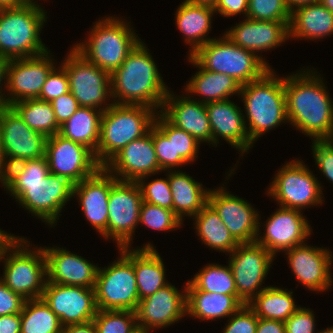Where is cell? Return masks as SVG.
Segmentation results:
<instances>
[{
	"label": "cell",
	"mask_w": 333,
	"mask_h": 333,
	"mask_svg": "<svg viewBox=\"0 0 333 333\" xmlns=\"http://www.w3.org/2000/svg\"><path fill=\"white\" fill-rule=\"evenodd\" d=\"M307 70L284 77L288 122L314 140H328L333 129V102L322 79Z\"/></svg>",
	"instance_id": "cell-1"
},
{
	"label": "cell",
	"mask_w": 333,
	"mask_h": 333,
	"mask_svg": "<svg viewBox=\"0 0 333 333\" xmlns=\"http://www.w3.org/2000/svg\"><path fill=\"white\" fill-rule=\"evenodd\" d=\"M139 41L121 66L110 74L111 96L116 104L144 105L162 109L168 94L147 47Z\"/></svg>",
	"instance_id": "cell-2"
},
{
	"label": "cell",
	"mask_w": 333,
	"mask_h": 333,
	"mask_svg": "<svg viewBox=\"0 0 333 333\" xmlns=\"http://www.w3.org/2000/svg\"><path fill=\"white\" fill-rule=\"evenodd\" d=\"M155 109L144 105L116 104L103 111L95 158L104 167L131 141L141 138L154 125Z\"/></svg>",
	"instance_id": "cell-3"
},
{
	"label": "cell",
	"mask_w": 333,
	"mask_h": 333,
	"mask_svg": "<svg viewBox=\"0 0 333 333\" xmlns=\"http://www.w3.org/2000/svg\"><path fill=\"white\" fill-rule=\"evenodd\" d=\"M272 70L241 85L240 95L249 122L247 132L253 142L278 124L288 122L284 78H277Z\"/></svg>",
	"instance_id": "cell-4"
},
{
	"label": "cell",
	"mask_w": 333,
	"mask_h": 333,
	"mask_svg": "<svg viewBox=\"0 0 333 333\" xmlns=\"http://www.w3.org/2000/svg\"><path fill=\"white\" fill-rule=\"evenodd\" d=\"M46 14L37 5L0 8V57H33L48 51L40 39Z\"/></svg>",
	"instance_id": "cell-5"
},
{
	"label": "cell",
	"mask_w": 333,
	"mask_h": 333,
	"mask_svg": "<svg viewBox=\"0 0 333 333\" xmlns=\"http://www.w3.org/2000/svg\"><path fill=\"white\" fill-rule=\"evenodd\" d=\"M28 242L25 238L14 237L2 249L0 261L4 259V275L0 279L14 293L31 300L42 297L47 272L43 248H37L35 251L26 249L29 246Z\"/></svg>",
	"instance_id": "cell-6"
},
{
	"label": "cell",
	"mask_w": 333,
	"mask_h": 333,
	"mask_svg": "<svg viewBox=\"0 0 333 333\" xmlns=\"http://www.w3.org/2000/svg\"><path fill=\"white\" fill-rule=\"evenodd\" d=\"M95 24L89 39L73 48L87 61L111 74L121 66L141 39L135 35L129 23L121 19L109 16Z\"/></svg>",
	"instance_id": "cell-7"
},
{
	"label": "cell",
	"mask_w": 333,
	"mask_h": 333,
	"mask_svg": "<svg viewBox=\"0 0 333 333\" xmlns=\"http://www.w3.org/2000/svg\"><path fill=\"white\" fill-rule=\"evenodd\" d=\"M204 69L233 77L241 85L261 78L269 69L265 59L234 44L225 34L191 55Z\"/></svg>",
	"instance_id": "cell-8"
},
{
	"label": "cell",
	"mask_w": 333,
	"mask_h": 333,
	"mask_svg": "<svg viewBox=\"0 0 333 333\" xmlns=\"http://www.w3.org/2000/svg\"><path fill=\"white\" fill-rule=\"evenodd\" d=\"M121 247L120 259L104 269L99 268L95 283V301L100 310H132L139 304L134 249Z\"/></svg>",
	"instance_id": "cell-9"
},
{
	"label": "cell",
	"mask_w": 333,
	"mask_h": 333,
	"mask_svg": "<svg viewBox=\"0 0 333 333\" xmlns=\"http://www.w3.org/2000/svg\"><path fill=\"white\" fill-rule=\"evenodd\" d=\"M281 207L301 210L322 204V188L306 165L300 160L288 162L275 175L267 191Z\"/></svg>",
	"instance_id": "cell-10"
},
{
	"label": "cell",
	"mask_w": 333,
	"mask_h": 333,
	"mask_svg": "<svg viewBox=\"0 0 333 333\" xmlns=\"http://www.w3.org/2000/svg\"><path fill=\"white\" fill-rule=\"evenodd\" d=\"M64 61L61 67L66 71L70 92L79 106L98 109L105 105L106 98L111 97L110 73L87 61L74 48Z\"/></svg>",
	"instance_id": "cell-11"
},
{
	"label": "cell",
	"mask_w": 333,
	"mask_h": 333,
	"mask_svg": "<svg viewBox=\"0 0 333 333\" xmlns=\"http://www.w3.org/2000/svg\"><path fill=\"white\" fill-rule=\"evenodd\" d=\"M7 191L21 206L52 226L59 219L66 202L73 197V184L64 177L50 173L38 183L25 184V190Z\"/></svg>",
	"instance_id": "cell-12"
},
{
	"label": "cell",
	"mask_w": 333,
	"mask_h": 333,
	"mask_svg": "<svg viewBox=\"0 0 333 333\" xmlns=\"http://www.w3.org/2000/svg\"><path fill=\"white\" fill-rule=\"evenodd\" d=\"M229 255L228 264L235 280L238 297L247 304L266 288L259 289V286L267 276L274 256L256 241L239 243Z\"/></svg>",
	"instance_id": "cell-13"
},
{
	"label": "cell",
	"mask_w": 333,
	"mask_h": 333,
	"mask_svg": "<svg viewBox=\"0 0 333 333\" xmlns=\"http://www.w3.org/2000/svg\"><path fill=\"white\" fill-rule=\"evenodd\" d=\"M142 203L137 182L117 180L112 185L108 199V238H113L119 248L130 247Z\"/></svg>",
	"instance_id": "cell-14"
},
{
	"label": "cell",
	"mask_w": 333,
	"mask_h": 333,
	"mask_svg": "<svg viewBox=\"0 0 333 333\" xmlns=\"http://www.w3.org/2000/svg\"><path fill=\"white\" fill-rule=\"evenodd\" d=\"M0 141L8 167L45 156L47 137L32 130L11 106L0 108Z\"/></svg>",
	"instance_id": "cell-15"
},
{
	"label": "cell",
	"mask_w": 333,
	"mask_h": 333,
	"mask_svg": "<svg viewBox=\"0 0 333 333\" xmlns=\"http://www.w3.org/2000/svg\"><path fill=\"white\" fill-rule=\"evenodd\" d=\"M45 156L50 173L66 178L73 185L90 177L101 167L89 148L58 133L47 137Z\"/></svg>",
	"instance_id": "cell-16"
},
{
	"label": "cell",
	"mask_w": 333,
	"mask_h": 333,
	"mask_svg": "<svg viewBox=\"0 0 333 333\" xmlns=\"http://www.w3.org/2000/svg\"><path fill=\"white\" fill-rule=\"evenodd\" d=\"M54 63L49 51L33 57L9 59L4 87L10 97L6 96V106L39 98L47 76L55 68Z\"/></svg>",
	"instance_id": "cell-17"
},
{
	"label": "cell",
	"mask_w": 333,
	"mask_h": 333,
	"mask_svg": "<svg viewBox=\"0 0 333 333\" xmlns=\"http://www.w3.org/2000/svg\"><path fill=\"white\" fill-rule=\"evenodd\" d=\"M61 325L92 321L97 313L94 288L47 282L41 297Z\"/></svg>",
	"instance_id": "cell-18"
},
{
	"label": "cell",
	"mask_w": 333,
	"mask_h": 333,
	"mask_svg": "<svg viewBox=\"0 0 333 333\" xmlns=\"http://www.w3.org/2000/svg\"><path fill=\"white\" fill-rule=\"evenodd\" d=\"M208 203L215 209L238 243L256 240L260 233L259 214L244 199L225 191L224 187L208 192Z\"/></svg>",
	"instance_id": "cell-19"
},
{
	"label": "cell",
	"mask_w": 333,
	"mask_h": 333,
	"mask_svg": "<svg viewBox=\"0 0 333 333\" xmlns=\"http://www.w3.org/2000/svg\"><path fill=\"white\" fill-rule=\"evenodd\" d=\"M104 167L111 174L114 171L118 180L132 182L161 172L153 145V126L147 134L126 145Z\"/></svg>",
	"instance_id": "cell-20"
},
{
	"label": "cell",
	"mask_w": 333,
	"mask_h": 333,
	"mask_svg": "<svg viewBox=\"0 0 333 333\" xmlns=\"http://www.w3.org/2000/svg\"><path fill=\"white\" fill-rule=\"evenodd\" d=\"M279 207L264 224V236L257 235L255 240L274 257L277 252L304 244L311 234L310 225L301 210Z\"/></svg>",
	"instance_id": "cell-21"
},
{
	"label": "cell",
	"mask_w": 333,
	"mask_h": 333,
	"mask_svg": "<svg viewBox=\"0 0 333 333\" xmlns=\"http://www.w3.org/2000/svg\"><path fill=\"white\" fill-rule=\"evenodd\" d=\"M118 179L105 167L73 185V196L79 197L86 220L108 239V199L112 185Z\"/></svg>",
	"instance_id": "cell-22"
},
{
	"label": "cell",
	"mask_w": 333,
	"mask_h": 333,
	"mask_svg": "<svg viewBox=\"0 0 333 333\" xmlns=\"http://www.w3.org/2000/svg\"><path fill=\"white\" fill-rule=\"evenodd\" d=\"M186 299V285L182 294L174 285L167 284L140 300L135 311L138 328L150 331L177 322L187 315Z\"/></svg>",
	"instance_id": "cell-23"
},
{
	"label": "cell",
	"mask_w": 333,
	"mask_h": 333,
	"mask_svg": "<svg viewBox=\"0 0 333 333\" xmlns=\"http://www.w3.org/2000/svg\"><path fill=\"white\" fill-rule=\"evenodd\" d=\"M296 279L312 291H326L332 285V253L305 243L285 251Z\"/></svg>",
	"instance_id": "cell-24"
},
{
	"label": "cell",
	"mask_w": 333,
	"mask_h": 333,
	"mask_svg": "<svg viewBox=\"0 0 333 333\" xmlns=\"http://www.w3.org/2000/svg\"><path fill=\"white\" fill-rule=\"evenodd\" d=\"M47 282L94 288L99 267L63 248H43Z\"/></svg>",
	"instance_id": "cell-25"
},
{
	"label": "cell",
	"mask_w": 333,
	"mask_h": 333,
	"mask_svg": "<svg viewBox=\"0 0 333 333\" xmlns=\"http://www.w3.org/2000/svg\"><path fill=\"white\" fill-rule=\"evenodd\" d=\"M206 111L212 130V144L217 146L218 137H222L242 154L253 146L254 142L247 132V121L244 119L246 117L231 100L207 103Z\"/></svg>",
	"instance_id": "cell-26"
},
{
	"label": "cell",
	"mask_w": 333,
	"mask_h": 333,
	"mask_svg": "<svg viewBox=\"0 0 333 333\" xmlns=\"http://www.w3.org/2000/svg\"><path fill=\"white\" fill-rule=\"evenodd\" d=\"M168 91L160 112L171 124L192 135L199 142L212 144V130L206 111V104H203L188 96L181 99L174 97Z\"/></svg>",
	"instance_id": "cell-27"
},
{
	"label": "cell",
	"mask_w": 333,
	"mask_h": 333,
	"mask_svg": "<svg viewBox=\"0 0 333 333\" xmlns=\"http://www.w3.org/2000/svg\"><path fill=\"white\" fill-rule=\"evenodd\" d=\"M246 19V20H245ZM225 35L237 46L251 52L267 51L289 39L290 21H263L245 18Z\"/></svg>",
	"instance_id": "cell-28"
},
{
	"label": "cell",
	"mask_w": 333,
	"mask_h": 333,
	"mask_svg": "<svg viewBox=\"0 0 333 333\" xmlns=\"http://www.w3.org/2000/svg\"><path fill=\"white\" fill-rule=\"evenodd\" d=\"M289 36L320 39L333 33V13L321 2L300 7L291 12Z\"/></svg>",
	"instance_id": "cell-29"
},
{
	"label": "cell",
	"mask_w": 333,
	"mask_h": 333,
	"mask_svg": "<svg viewBox=\"0 0 333 333\" xmlns=\"http://www.w3.org/2000/svg\"><path fill=\"white\" fill-rule=\"evenodd\" d=\"M106 105L98 110L80 106L66 122L60 125L58 134L86 146L95 154L100 139L102 114L112 103Z\"/></svg>",
	"instance_id": "cell-30"
},
{
	"label": "cell",
	"mask_w": 333,
	"mask_h": 333,
	"mask_svg": "<svg viewBox=\"0 0 333 333\" xmlns=\"http://www.w3.org/2000/svg\"><path fill=\"white\" fill-rule=\"evenodd\" d=\"M168 181L172 192L173 212L182 221L185 216L196 215L207 203L209 190L202 183L180 171H169Z\"/></svg>",
	"instance_id": "cell-31"
},
{
	"label": "cell",
	"mask_w": 333,
	"mask_h": 333,
	"mask_svg": "<svg viewBox=\"0 0 333 333\" xmlns=\"http://www.w3.org/2000/svg\"><path fill=\"white\" fill-rule=\"evenodd\" d=\"M186 294L187 314L201 320L230 317L245 305L238 295H226L202 290H186Z\"/></svg>",
	"instance_id": "cell-32"
},
{
	"label": "cell",
	"mask_w": 333,
	"mask_h": 333,
	"mask_svg": "<svg viewBox=\"0 0 333 333\" xmlns=\"http://www.w3.org/2000/svg\"><path fill=\"white\" fill-rule=\"evenodd\" d=\"M214 7L195 5L186 1L182 2L176 12V26L184 34L185 42L192 43L189 56L193 55L200 47L209 42L206 38L211 28Z\"/></svg>",
	"instance_id": "cell-33"
},
{
	"label": "cell",
	"mask_w": 333,
	"mask_h": 333,
	"mask_svg": "<svg viewBox=\"0 0 333 333\" xmlns=\"http://www.w3.org/2000/svg\"><path fill=\"white\" fill-rule=\"evenodd\" d=\"M189 62L199 68L200 71L191 78L185 91L204 96L203 104L229 99L233 94L240 95L241 84L233 77L223 73L211 72L204 69L192 56ZM205 98V99H204Z\"/></svg>",
	"instance_id": "cell-34"
},
{
	"label": "cell",
	"mask_w": 333,
	"mask_h": 333,
	"mask_svg": "<svg viewBox=\"0 0 333 333\" xmlns=\"http://www.w3.org/2000/svg\"><path fill=\"white\" fill-rule=\"evenodd\" d=\"M162 258L149 244L134 250V272L136 275L139 300H142L169 284L165 280Z\"/></svg>",
	"instance_id": "cell-35"
},
{
	"label": "cell",
	"mask_w": 333,
	"mask_h": 333,
	"mask_svg": "<svg viewBox=\"0 0 333 333\" xmlns=\"http://www.w3.org/2000/svg\"><path fill=\"white\" fill-rule=\"evenodd\" d=\"M193 219L201 241L212 249L231 253L239 245L209 203Z\"/></svg>",
	"instance_id": "cell-36"
},
{
	"label": "cell",
	"mask_w": 333,
	"mask_h": 333,
	"mask_svg": "<svg viewBox=\"0 0 333 333\" xmlns=\"http://www.w3.org/2000/svg\"><path fill=\"white\" fill-rule=\"evenodd\" d=\"M292 293L287 292V289L267 286L247 305L258 318L285 322L299 308L295 305Z\"/></svg>",
	"instance_id": "cell-37"
},
{
	"label": "cell",
	"mask_w": 333,
	"mask_h": 333,
	"mask_svg": "<svg viewBox=\"0 0 333 333\" xmlns=\"http://www.w3.org/2000/svg\"><path fill=\"white\" fill-rule=\"evenodd\" d=\"M11 107L32 130L46 137H51L59 133L60 125L57 123L50 102L38 98L25 99L13 103Z\"/></svg>",
	"instance_id": "cell-38"
},
{
	"label": "cell",
	"mask_w": 333,
	"mask_h": 333,
	"mask_svg": "<svg viewBox=\"0 0 333 333\" xmlns=\"http://www.w3.org/2000/svg\"><path fill=\"white\" fill-rule=\"evenodd\" d=\"M20 318V333H62L59 318L42 298L26 300Z\"/></svg>",
	"instance_id": "cell-39"
},
{
	"label": "cell",
	"mask_w": 333,
	"mask_h": 333,
	"mask_svg": "<svg viewBox=\"0 0 333 333\" xmlns=\"http://www.w3.org/2000/svg\"><path fill=\"white\" fill-rule=\"evenodd\" d=\"M186 290H202L226 295H238L231 268L217 264L205 266L186 284Z\"/></svg>",
	"instance_id": "cell-40"
},
{
	"label": "cell",
	"mask_w": 333,
	"mask_h": 333,
	"mask_svg": "<svg viewBox=\"0 0 333 333\" xmlns=\"http://www.w3.org/2000/svg\"><path fill=\"white\" fill-rule=\"evenodd\" d=\"M49 174L48 161L46 156H43L10 165L0 182L6 190H25V184L38 183Z\"/></svg>",
	"instance_id": "cell-41"
},
{
	"label": "cell",
	"mask_w": 333,
	"mask_h": 333,
	"mask_svg": "<svg viewBox=\"0 0 333 333\" xmlns=\"http://www.w3.org/2000/svg\"><path fill=\"white\" fill-rule=\"evenodd\" d=\"M153 125V145L156 152L159 167L162 171L173 170V167L185 165L183 158H174L173 124L162 114L156 112ZM168 169V170H167Z\"/></svg>",
	"instance_id": "cell-42"
},
{
	"label": "cell",
	"mask_w": 333,
	"mask_h": 333,
	"mask_svg": "<svg viewBox=\"0 0 333 333\" xmlns=\"http://www.w3.org/2000/svg\"><path fill=\"white\" fill-rule=\"evenodd\" d=\"M97 333H133L138 329L132 310H97L93 318Z\"/></svg>",
	"instance_id": "cell-43"
},
{
	"label": "cell",
	"mask_w": 333,
	"mask_h": 333,
	"mask_svg": "<svg viewBox=\"0 0 333 333\" xmlns=\"http://www.w3.org/2000/svg\"><path fill=\"white\" fill-rule=\"evenodd\" d=\"M182 222L183 221L175 215L173 210L152 205L144 201L141 205L139 223L146 225L152 230L171 231L181 226Z\"/></svg>",
	"instance_id": "cell-44"
},
{
	"label": "cell",
	"mask_w": 333,
	"mask_h": 333,
	"mask_svg": "<svg viewBox=\"0 0 333 333\" xmlns=\"http://www.w3.org/2000/svg\"><path fill=\"white\" fill-rule=\"evenodd\" d=\"M290 16L286 0H248V19L290 21Z\"/></svg>",
	"instance_id": "cell-45"
},
{
	"label": "cell",
	"mask_w": 333,
	"mask_h": 333,
	"mask_svg": "<svg viewBox=\"0 0 333 333\" xmlns=\"http://www.w3.org/2000/svg\"><path fill=\"white\" fill-rule=\"evenodd\" d=\"M137 184L144 202L173 210L172 192L168 176L166 179H154L148 184L143 179H139Z\"/></svg>",
	"instance_id": "cell-46"
},
{
	"label": "cell",
	"mask_w": 333,
	"mask_h": 333,
	"mask_svg": "<svg viewBox=\"0 0 333 333\" xmlns=\"http://www.w3.org/2000/svg\"><path fill=\"white\" fill-rule=\"evenodd\" d=\"M69 91L68 76L60 66L59 70L54 68L47 76L38 99L50 102Z\"/></svg>",
	"instance_id": "cell-47"
},
{
	"label": "cell",
	"mask_w": 333,
	"mask_h": 333,
	"mask_svg": "<svg viewBox=\"0 0 333 333\" xmlns=\"http://www.w3.org/2000/svg\"><path fill=\"white\" fill-rule=\"evenodd\" d=\"M199 144L192 135L173 125L174 158H183L187 163L194 161L198 157Z\"/></svg>",
	"instance_id": "cell-48"
},
{
	"label": "cell",
	"mask_w": 333,
	"mask_h": 333,
	"mask_svg": "<svg viewBox=\"0 0 333 333\" xmlns=\"http://www.w3.org/2000/svg\"><path fill=\"white\" fill-rule=\"evenodd\" d=\"M229 323L223 333H255L258 316L247 305H243L237 312L231 315Z\"/></svg>",
	"instance_id": "cell-49"
},
{
	"label": "cell",
	"mask_w": 333,
	"mask_h": 333,
	"mask_svg": "<svg viewBox=\"0 0 333 333\" xmlns=\"http://www.w3.org/2000/svg\"><path fill=\"white\" fill-rule=\"evenodd\" d=\"M312 151L320 171L333 183V142L313 140Z\"/></svg>",
	"instance_id": "cell-50"
},
{
	"label": "cell",
	"mask_w": 333,
	"mask_h": 333,
	"mask_svg": "<svg viewBox=\"0 0 333 333\" xmlns=\"http://www.w3.org/2000/svg\"><path fill=\"white\" fill-rule=\"evenodd\" d=\"M314 313L299 307L284 323L285 333H315Z\"/></svg>",
	"instance_id": "cell-51"
},
{
	"label": "cell",
	"mask_w": 333,
	"mask_h": 333,
	"mask_svg": "<svg viewBox=\"0 0 333 333\" xmlns=\"http://www.w3.org/2000/svg\"><path fill=\"white\" fill-rule=\"evenodd\" d=\"M50 103L59 125L66 122L80 107L78 101L70 91L53 99Z\"/></svg>",
	"instance_id": "cell-52"
},
{
	"label": "cell",
	"mask_w": 333,
	"mask_h": 333,
	"mask_svg": "<svg viewBox=\"0 0 333 333\" xmlns=\"http://www.w3.org/2000/svg\"><path fill=\"white\" fill-rule=\"evenodd\" d=\"M26 299L14 293L0 279V316L21 313Z\"/></svg>",
	"instance_id": "cell-53"
},
{
	"label": "cell",
	"mask_w": 333,
	"mask_h": 333,
	"mask_svg": "<svg viewBox=\"0 0 333 333\" xmlns=\"http://www.w3.org/2000/svg\"><path fill=\"white\" fill-rule=\"evenodd\" d=\"M214 10L224 17L236 16L241 12L247 17L248 0H218Z\"/></svg>",
	"instance_id": "cell-54"
},
{
	"label": "cell",
	"mask_w": 333,
	"mask_h": 333,
	"mask_svg": "<svg viewBox=\"0 0 333 333\" xmlns=\"http://www.w3.org/2000/svg\"><path fill=\"white\" fill-rule=\"evenodd\" d=\"M20 313L0 316V333H20Z\"/></svg>",
	"instance_id": "cell-55"
},
{
	"label": "cell",
	"mask_w": 333,
	"mask_h": 333,
	"mask_svg": "<svg viewBox=\"0 0 333 333\" xmlns=\"http://www.w3.org/2000/svg\"><path fill=\"white\" fill-rule=\"evenodd\" d=\"M255 333H285V323L280 320L258 318Z\"/></svg>",
	"instance_id": "cell-56"
},
{
	"label": "cell",
	"mask_w": 333,
	"mask_h": 333,
	"mask_svg": "<svg viewBox=\"0 0 333 333\" xmlns=\"http://www.w3.org/2000/svg\"><path fill=\"white\" fill-rule=\"evenodd\" d=\"M62 333H97V331L92 320L82 324H70L64 326Z\"/></svg>",
	"instance_id": "cell-57"
},
{
	"label": "cell",
	"mask_w": 333,
	"mask_h": 333,
	"mask_svg": "<svg viewBox=\"0 0 333 333\" xmlns=\"http://www.w3.org/2000/svg\"><path fill=\"white\" fill-rule=\"evenodd\" d=\"M8 60L5 58L0 57V85L1 82H3V79H6V66H7ZM0 108L6 106V98L4 96V93H2V87L0 86Z\"/></svg>",
	"instance_id": "cell-58"
},
{
	"label": "cell",
	"mask_w": 333,
	"mask_h": 333,
	"mask_svg": "<svg viewBox=\"0 0 333 333\" xmlns=\"http://www.w3.org/2000/svg\"><path fill=\"white\" fill-rule=\"evenodd\" d=\"M317 2H320V0H286V4L290 12H293L300 7Z\"/></svg>",
	"instance_id": "cell-59"
},
{
	"label": "cell",
	"mask_w": 333,
	"mask_h": 333,
	"mask_svg": "<svg viewBox=\"0 0 333 333\" xmlns=\"http://www.w3.org/2000/svg\"><path fill=\"white\" fill-rule=\"evenodd\" d=\"M7 171H8V165L4 158L2 145H1V141H0V180L7 174Z\"/></svg>",
	"instance_id": "cell-60"
},
{
	"label": "cell",
	"mask_w": 333,
	"mask_h": 333,
	"mask_svg": "<svg viewBox=\"0 0 333 333\" xmlns=\"http://www.w3.org/2000/svg\"><path fill=\"white\" fill-rule=\"evenodd\" d=\"M185 1L195 5H207L210 7H214L218 2V0H185Z\"/></svg>",
	"instance_id": "cell-61"
},
{
	"label": "cell",
	"mask_w": 333,
	"mask_h": 333,
	"mask_svg": "<svg viewBox=\"0 0 333 333\" xmlns=\"http://www.w3.org/2000/svg\"><path fill=\"white\" fill-rule=\"evenodd\" d=\"M15 236L8 234L0 229V244H8Z\"/></svg>",
	"instance_id": "cell-62"
},
{
	"label": "cell",
	"mask_w": 333,
	"mask_h": 333,
	"mask_svg": "<svg viewBox=\"0 0 333 333\" xmlns=\"http://www.w3.org/2000/svg\"><path fill=\"white\" fill-rule=\"evenodd\" d=\"M20 4L16 0H0V8L17 7Z\"/></svg>",
	"instance_id": "cell-63"
},
{
	"label": "cell",
	"mask_w": 333,
	"mask_h": 333,
	"mask_svg": "<svg viewBox=\"0 0 333 333\" xmlns=\"http://www.w3.org/2000/svg\"><path fill=\"white\" fill-rule=\"evenodd\" d=\"M320 2L333 13V0H320Z\"/></svg>",
	"instance_id": "cell-64"
},
{
	"label": "cell",
	"mask_w": 333,
	"mask_h": 333,
	"mask_svg": "<svg viewBox=\"0 0 333 333\" xmlns=\"http://www.w3.org/2000/svg\"><path fill=\"white\" fill-rule=\"evenodd\" d=\"M20 5H37L40 6L38 4H35V2H33L34 0H16Z\"/></svg>",
	"instance_id": "cell-65"
},
{
	"label": "cell",
	"mask_w": 333,
	"mask_h": 333,
	"mask_svg": "<svg viewBox=\"0 0 333 333\" xmlns=\"http://www.w3.org/2000/svg\"><path fill=\"white\" fill-rule=\"evenodd\" d=\"M318 333H333V327L327 328V329H325L323 331L320 330V332H318Z\"/></svg>",
	"instance_id": "cell-66"
},
{
	"label": "cell",
	"mask_w": 333,
	"mask_h": 333,
	"mask_svg": "<svg viewBox=\"0 0 333 333\" xmlns=\"http://www.w3.org/2000/svg\"><path fill=\"white\" fill-rule=\"evenodd\" d=\"M150 331L148 330H144V329H141V328H138L137 330H135L133 333H149Z\"/></svg>",
	"instance_id": "cell-67"
},
{
	"label": "cell",
	"mask_w": 333,
	"mask_h": 333,
	"mask_svg": "<svg viewBox=\"0 0 333 333\" xmlns=\"http://www.w3.org/2000/svg\"><path fill=\"white\" fill-rule=\"evenodd\" d=\"M328 141L329 142H333V129H332L330 137L328 138Z\"/></svg>",
	"instance_id": "cell-68"
},
{
	"label": "cell",
	"mask_w": 333,
	"mask_h": 333,
	"mask_svg": "<svg viewBox=\"0 0 333 333\" xmlns=\"http://www.w3.org/2000/svg\"><path fill=\"white\" fill-rule=\"evenodd\" d=\"M7 244H0V253L2 251V249L6 246Z\"/></svg>",
	"instance_id": "cell-69"
}]
</instances>
